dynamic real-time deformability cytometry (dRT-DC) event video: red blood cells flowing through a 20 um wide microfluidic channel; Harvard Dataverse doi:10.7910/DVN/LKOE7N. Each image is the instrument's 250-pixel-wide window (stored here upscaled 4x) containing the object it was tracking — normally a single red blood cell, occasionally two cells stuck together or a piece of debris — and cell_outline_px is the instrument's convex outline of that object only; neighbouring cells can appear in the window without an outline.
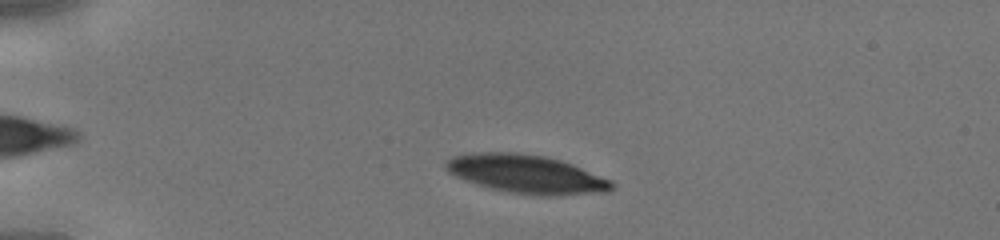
{"species": "human", "species_latin": "Homo sapiens", "temperature_condition": "cold", "stored_images_in_passage": 36, "camera_frame_rate_fps": 3000, "um_per_image_px": 0.085, "donor": {"sex": "male"}, "frame": {"image": 1, "passage_image": 3, "time_ms": 0.667, "image_size_px": [1000, 240], "cell_outline_px": [[616, 188], [608, 192], [556, 196], [540, 196], [508, 192], [476, 184], [456, 176], [448, 172], [444, 168], [444, 164], [452, 156], [476, 152], [512, 152], [544, 156], [560, 160], [572, 164], [612, 180], [616, 184]], "centroid_in_image_um": [44.79, 14.81], "position_along_channel_um": 40.2, "area_um2": 37.45}}
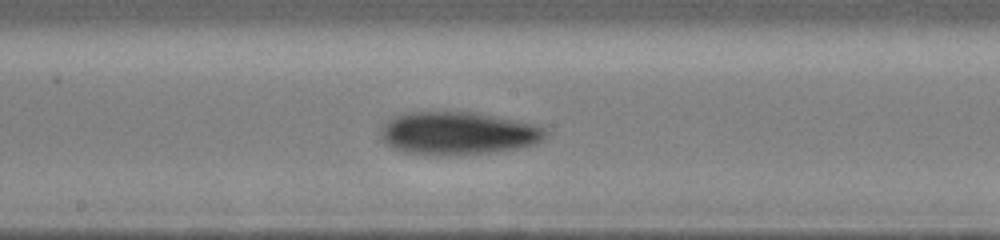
{"frame": {"image": 2, "passage_image": 17, "time_ms": 5.333, "image_size_px": [1000, 240], "cell_outline_px": [[548, 136], [536, 144], [516, 148], [492, 152], [436, 156], [404, 152], [392, 148], [384, 140], [384, 124], [396, 116], [412, 112], [476, 112], [516, 120], [532, 124], [544, 128], [548, 132]], "centroid_in_image_um": [38.99, 11.33], "position_along_channel_um": 209.2, "area_um2": 40.81}}
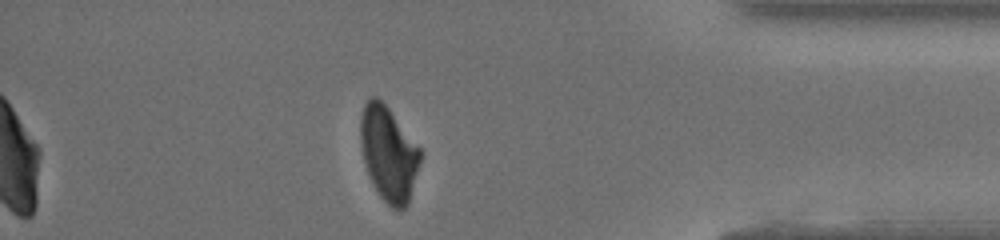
{"frame": {"image": 3, "passage_image": 31, "time_ms": 10.0, "image_size_px": [1000, 240], "cell_outline_px": [[424, 152], [408, 204], [404, 208], [392, 208], [380, 196], [364, 164], [360, 144], [360, 116], [364, 104], [372, 96], [376, 96], [388, 108]], "centroid_in_image_um": [33.04, 13.04], "position_along_channel_um": 402.2, "area_um2": 32.95}}